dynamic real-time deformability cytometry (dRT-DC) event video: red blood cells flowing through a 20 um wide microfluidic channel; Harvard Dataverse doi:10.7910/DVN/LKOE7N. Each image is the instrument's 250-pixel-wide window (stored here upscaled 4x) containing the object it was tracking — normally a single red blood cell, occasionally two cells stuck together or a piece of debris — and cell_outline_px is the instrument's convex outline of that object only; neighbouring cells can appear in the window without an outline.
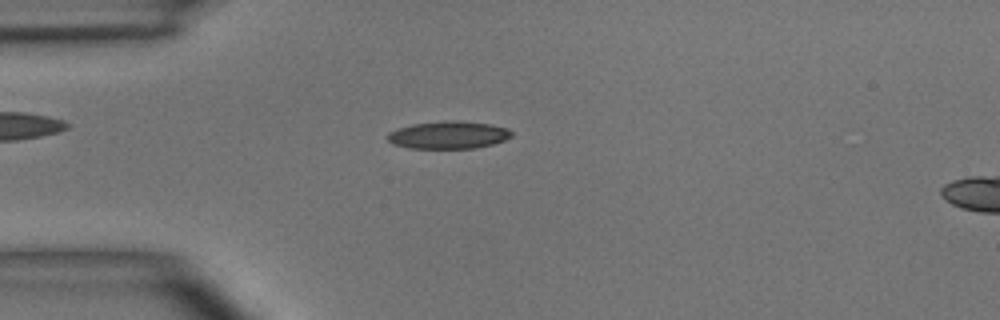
{"species": "common noctule bat (a hibernating species)", "species_latin": "Nyctalus noctula", "temperature_condition": "room temperature", "stored_images_in_passage": 2, "camera_frame_rate_fps": 3000, "um_per_image_px": 0.085, "animal": {"sex": "male", "body_mass_g": 15.6}, "frame": {"image": 1, "passage_image": 1, "time_ms": 0.0, "image_size_px": [1000, 320], "cell_outline_px": [[512, 136], [504, 140], [492, 144], [476, 148], [408, 148], [392, 144], [384, 136], [388, 132], [396, 128], [412, 124], [452, 120], [460, 120], [488, 124], [508, 128], [512, 132]], "centroid_in_image_um": [38.07, 11.47], "position_along_channel_um": 46.9, "area_um2": 20.06}}